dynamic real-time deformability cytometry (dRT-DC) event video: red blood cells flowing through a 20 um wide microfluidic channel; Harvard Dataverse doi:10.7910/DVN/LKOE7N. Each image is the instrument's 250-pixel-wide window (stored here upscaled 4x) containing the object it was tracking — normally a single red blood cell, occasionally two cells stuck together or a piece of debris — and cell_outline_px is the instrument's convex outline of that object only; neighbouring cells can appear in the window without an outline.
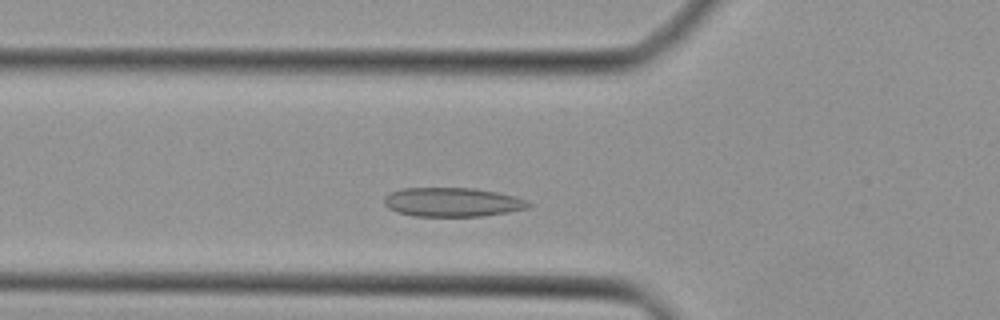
{"species": "Egyptian fruit bat (a non-hibernating species)", "species_latin": "Rousettus aegyptiacus", "temperature_condition": "cold", "stored_images_in_passage": 36, "camera_frame_rate_fps": 3000, "um_per_image_px": 0.085, "animal": {"sex": "female"}, "frame": {"image": 1, "passage_image": 7, "time_ms": 2.0, "image_size_px": [1000, 320], "cell_outline_px": [[532, 204], [528, 208], [508, 212], [484, 216], [412, 216], [396, 212], [388, 208], [384, 204], [384, 196], [400, 188], [472, 188], [496, 192], [516, 196], [528, 200]], "centroid_in_image_um": [38.45, 17.18], "position_along_channel_um": 87.3, "area_um2": 24.62}}
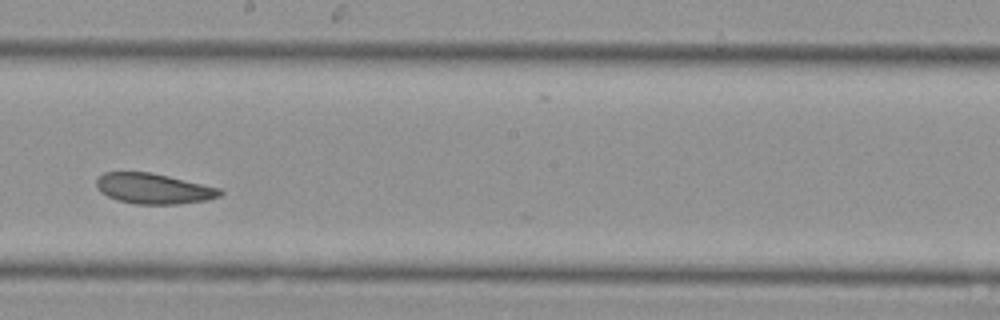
{"frame": {"image": 2, "passage_image": 17, "time_ms": 5.333, "image_size_px": [1000, 320], "cell_outline_px": [[224, 192], [220, 196], [208, 200], [176, 204], [136, 204], [116, 200], [100, 192], [96, 188], [96, 180], [104, 172], [148, 172], [168, 176], [220, 188]], "centroid_in_image_um": [13.04, 16.04], "position_along_channel_um": 235.2, "area_um2": 21.91}}
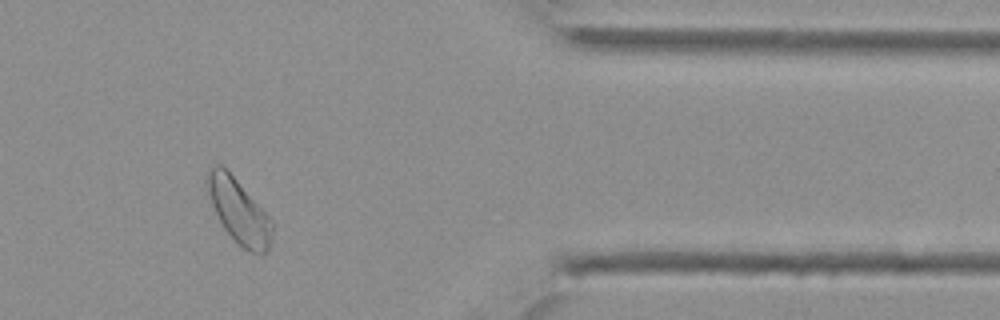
{"frame": {"image": 3, "passage_image": 29, "time_ms": 9.333, "image_size_px": [1000, 320], "cell_outline_px": [[272, 240], [268, 248], [260, 256], [244, 248], [224, 228], [212, 204], [204, 184], [204, 180], [208, 168], [216, 164], [220, 164], [236, 180], [272, 220]], "centroid_in_image_um": [20.27, 17.92], "position_along_channel_um": 391.1, "area_um2": 23.81}}